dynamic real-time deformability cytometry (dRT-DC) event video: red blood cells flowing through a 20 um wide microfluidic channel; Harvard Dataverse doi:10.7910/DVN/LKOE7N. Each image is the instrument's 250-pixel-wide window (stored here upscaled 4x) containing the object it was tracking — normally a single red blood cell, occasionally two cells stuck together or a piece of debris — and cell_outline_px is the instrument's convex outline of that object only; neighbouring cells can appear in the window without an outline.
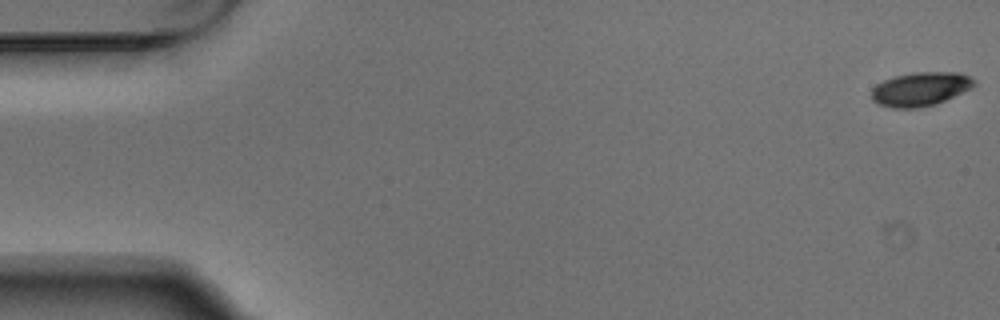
{"species": "Egyptian fruit bat (a non-hibernating species)", "species_latin": "Rousettus aegyptiacus", "temperature_condition": "warm", "stored_images_in_passage": 6, "segment_of_instrument_passage": [1, 2], "camera_frame_rate_fps": 3000, "um_per_image_px": 0.085, "animal": {"sex": "male"}, "frame": {"image": 1, "passage_image": 1, "time_ms": 0.0, "image_size_px": [1000, 320], "cell_outline_px": [[976, 84], [972, 88], [936, 104], [916, 108], [892, 108], [880, 104], [872, 100], [872, 88], [876, 84], [892, 76], [916, 72], [960, 72], [976, 80]], "centroid_in_image_um": [78.25, 7.56], "position_along_channel_um": 6.8, "area_um2": 20.35}}
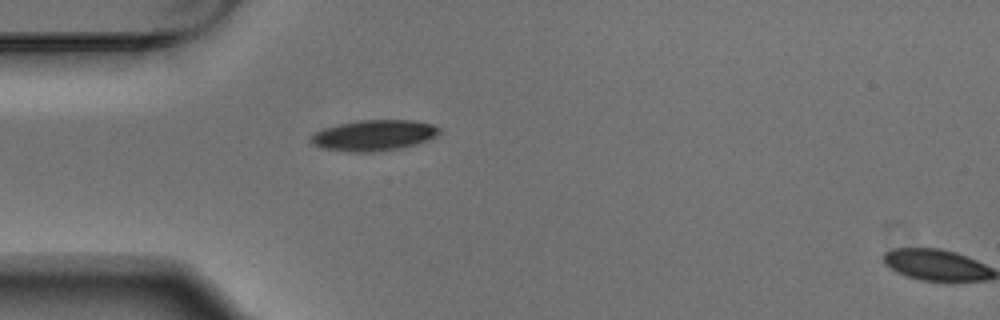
{"frame": {"image": 2, "passage_image": 5, "time_ms": 1.333, "image_size_px": [1000, 320], "cell_outline_px": [[440, 132], [436, 136], [428, 140], [404, 148], [372, 152], [348, 152], [324, 148], [312, 144], [308, 140], [312, 132], [324, 128], [340, 124], [360, 120], [412, 120], [432, 124], [440, 128]], "centroid_in_image_um": [31.76, 11.51], "position_along_channel_um": 53.2, "area_um2": 23.24}}